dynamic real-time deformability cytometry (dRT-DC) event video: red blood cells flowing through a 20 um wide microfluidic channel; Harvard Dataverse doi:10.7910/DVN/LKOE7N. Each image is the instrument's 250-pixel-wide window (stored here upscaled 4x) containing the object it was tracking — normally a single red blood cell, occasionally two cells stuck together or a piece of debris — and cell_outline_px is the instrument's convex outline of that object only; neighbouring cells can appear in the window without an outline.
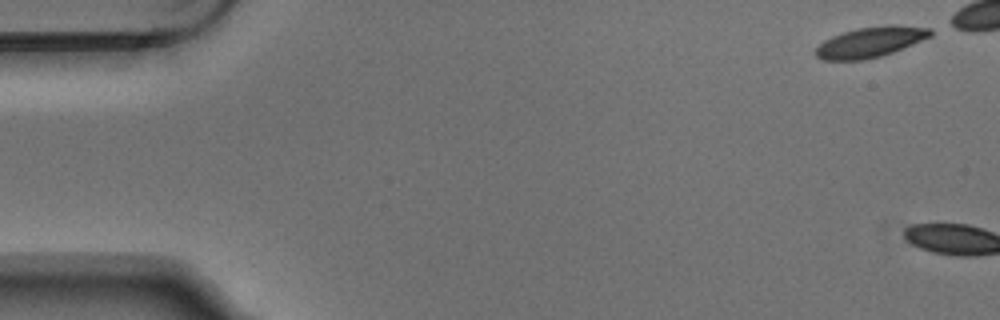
{"species": "Egyptian fruit bat (a non-hibernating species)", "species_latin": "Rousettus aegyptiacus", "temperature_condition": "warm", "stored_images_in_passage": 6, "camera_frame_rate_fps": 3000, "um_per_image_px": 0.085, "animal": {"sex": "male"}, "frame": {"image": 1, "passage_image": 1, "time_ms": 0.0, "image_size_px": [1000, 320], "cell_outline_px": [[932, 36], [892, 52], [880, 56], [864, 60], [824, 60], [816, 56], [812, 52], [824, 40], [832, 36], [844, 32], [860, 28], [884, 24], [896, 24], [932, 28]], "centroid_in_image_um": [73.99, 3.56], "position_along_channel_um": 11.0, "area_um2": 20.4}}